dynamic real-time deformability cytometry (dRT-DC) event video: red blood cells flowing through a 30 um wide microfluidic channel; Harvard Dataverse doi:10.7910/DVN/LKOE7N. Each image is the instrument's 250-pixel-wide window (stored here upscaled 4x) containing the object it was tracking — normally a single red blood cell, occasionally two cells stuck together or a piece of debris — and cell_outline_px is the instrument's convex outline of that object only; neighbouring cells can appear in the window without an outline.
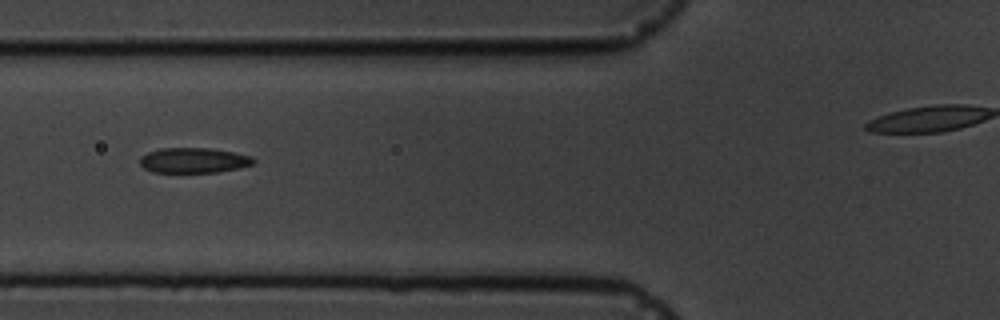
{"species": "common noctule bat (a hibernating species)", "species_latin": "Nyctalus noctula", "temperature_condition": "cold", "stored_images_in_passage": 3, "segment_of_instrument_passage": [1, 2], "camera_frame_rate_fps": 3000, "um_per_image_px": 0.085, "animal": {"sex": "male", "body_mass_g": 19.5, "forearm_length_mm": 54.6}, "frame": {"image": 1, "passage_image": 2, "time_ms": 1.0, "image_size_px": [1000, 320], "cell_outline_px": [[256, 164], [240, 168], [216, 172], [152, 172], [144, 168], [140, 164], [140, 156], [148, 152], [160, 148], [212, 148], [252, 156], [256, 160]], "centroid_in_image_um": [16.49, 13.63], "position_along_channel_um": 109.3, "area_um2": 16.82}}